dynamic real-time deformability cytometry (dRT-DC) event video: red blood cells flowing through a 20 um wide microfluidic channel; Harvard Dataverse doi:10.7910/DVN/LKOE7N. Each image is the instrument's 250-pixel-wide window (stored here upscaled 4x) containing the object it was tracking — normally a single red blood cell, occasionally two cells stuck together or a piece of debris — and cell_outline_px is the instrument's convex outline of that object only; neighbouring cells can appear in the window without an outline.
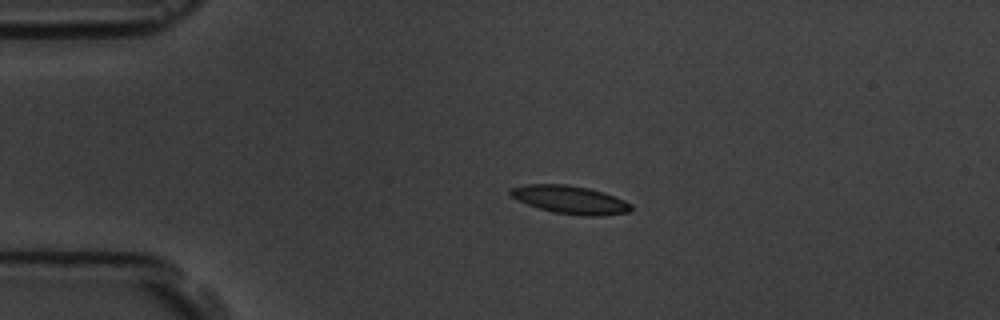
{"species": "common noctule bat (a hibernating species)", "species_latin": "Nyctalus noctula", "temperature_condition": "room temperature", "stored_images_in_passage": 3, "camera_frame_rate_fps": 3000, "um_per_image_px": 0.085, "animal": {"sex": "male", "body_mass_g": 19.5, "forearm_length_mm": 54.6}, "frame": {"image": 1, "passage_image": 2, "time_ms": 2.0, "image_size_px": [1000, 320], "cell_outline_px": [[632, 208], [628, 212], [604, 216], [580, 216], [552, 212], [528, 204], [512, 196], [508, 192], [512, 188], [524, 184], [568, 184], [588, 188], [604, 192], [624, 200], [632, 204]], "centroid_in_image_um": [48.5, 16.98], "position_along_channel_um": 36.5, "area_um2": 19.77}}